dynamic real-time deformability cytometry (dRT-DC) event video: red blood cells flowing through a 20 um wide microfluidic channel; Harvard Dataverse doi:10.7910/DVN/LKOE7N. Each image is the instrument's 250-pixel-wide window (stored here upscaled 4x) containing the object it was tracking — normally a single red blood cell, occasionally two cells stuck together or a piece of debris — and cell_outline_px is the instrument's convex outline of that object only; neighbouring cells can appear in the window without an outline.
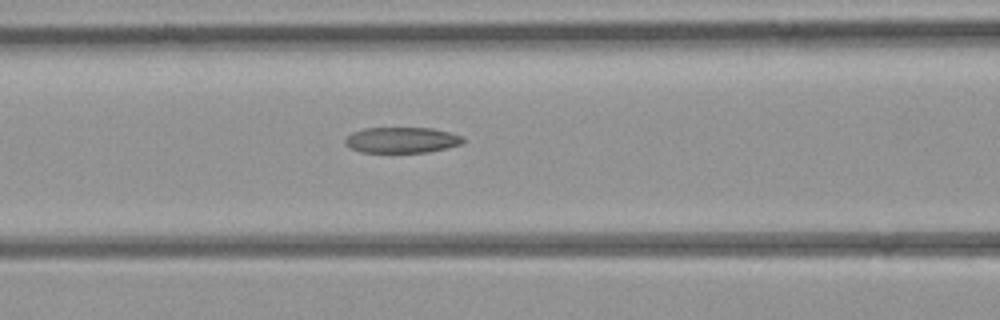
{"species": "common noctule bat (a hibernating species)", "species_latin": "Nyctalus noctula", "temperature_condition": "room temperature", "stored_images_in_passage": 3, "camera_frame_rate_fps": 3000, "um_per_image_px": 0.085, "animal": {"sex": "female", "body_mass_g": 21.9}, "frame": {"image": 1, "passage_image": 3, "time_ms": 2.333, "image_size_px": [1000, 320], "cell_outline_px": [[464, 140], [460, 144], [448, 148], [428, 152], [360, 152], [348, 148], [344, 144], [344, 140], [352, 132], [364, 128], [432, 128], [464, 136]], "centroid_in_image_um": [34.12, 11.9], "position_along_channel_um": 132.5, "area_um2": 17.8}}